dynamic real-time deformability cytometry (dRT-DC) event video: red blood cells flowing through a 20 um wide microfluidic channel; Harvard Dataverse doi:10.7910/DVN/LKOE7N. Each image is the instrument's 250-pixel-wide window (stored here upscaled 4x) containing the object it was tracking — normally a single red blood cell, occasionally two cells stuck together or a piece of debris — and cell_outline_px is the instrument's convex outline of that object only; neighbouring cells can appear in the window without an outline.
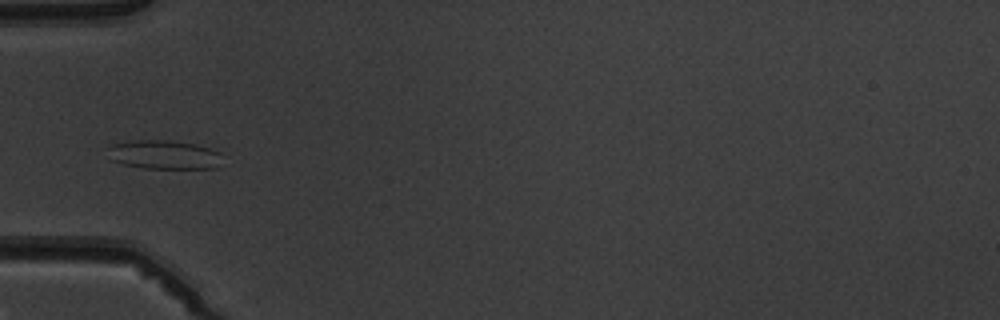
{"species": "common noctule bat (a hibernating species)", "species_latin": "Nyctalus noctula", "temperature_condition": "warm", "stored_images_in_passage": 4, "camera_frame_rate_fps": 3000, "um_per_image_px": 0.085, "animal": {"sex": "male", "body_mass_g": 19.5, "forearm_length_mm": 54.6}, "frame": {"image": 1, "passage_image": 4, "time_ms": 3.333, "image_size_px": [1000, 320], "cell_outline_px": [[220, 152], [216, 168], [144, 168], [124, 164], [108, 160], [108, 148], [112, 144], [136, 140], [168, 140], [196, 144], [212, 148]], "centroid_in_image_um": [13.89, 13.14], "position_along_channel_um": 71.1, "area_um2": 19.25}}